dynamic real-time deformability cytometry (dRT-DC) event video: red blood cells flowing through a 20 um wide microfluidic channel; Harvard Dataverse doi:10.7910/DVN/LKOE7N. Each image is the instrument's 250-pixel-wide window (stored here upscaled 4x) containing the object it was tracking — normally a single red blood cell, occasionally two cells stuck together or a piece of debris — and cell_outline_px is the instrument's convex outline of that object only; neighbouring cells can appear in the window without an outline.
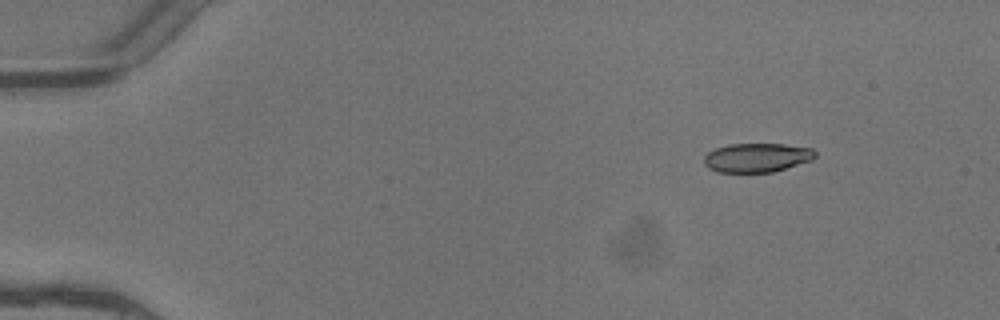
{"species": "common noctule bat (a hibernating species)", "species_latin": "Nyctalus noctula", "temperature_condition": "warm", "stored_images_in_passage": 6, "segment_of_instrument_passage": [2, 2], "camera_frame_rate_fps": 3000, "um_per_image_px": 0.085, "animal": {"sex": "female"}, "frame": {"image": 1, "passage_image": 6, "time_ms": 1.667, "image_size_px": [1000, 320], "cell_outline_px": [[816, 156], [812, 160], [772, 172], [716, 172], [708, 168], [704, 164], [704, 156], [708, 152], [716, 148], [728, 144], [784, 144], [812, 148], [816, 152]], "centroid_in_image_um": [64.32, 13.39], "position_along_channel_um": 20.7, "area_um2": 18.84}}